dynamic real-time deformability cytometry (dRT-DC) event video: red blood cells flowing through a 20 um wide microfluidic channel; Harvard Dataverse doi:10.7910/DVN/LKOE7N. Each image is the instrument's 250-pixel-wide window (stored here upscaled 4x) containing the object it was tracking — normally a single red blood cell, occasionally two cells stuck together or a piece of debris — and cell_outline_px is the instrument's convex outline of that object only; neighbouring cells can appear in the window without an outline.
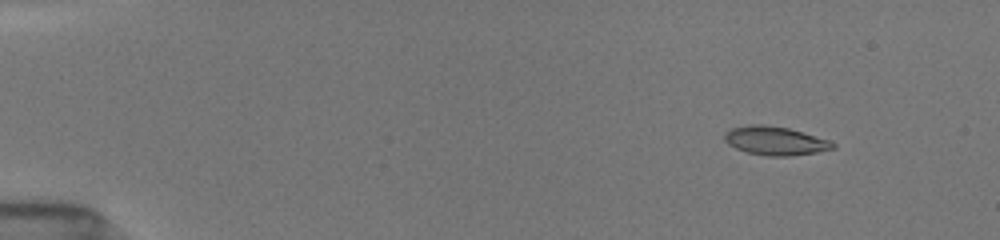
{"species": "common noctule bat (a hibernating species)", "species_latin": "Nyctalus noctula", "temperature_condition": "room temperature", "stored_images_in_passage": 9, "camera_frame_rate_fps": 3000, "um_per_image_px": 0.085, "animal": {"sex": "female", "body_mass_g": 19.5, "forearm_length_mm": 54.1}, "frame": {"image": 1, "passage_image": 3, "time_ms": 0.667, "image_size_px": [1000, 240], "cell_outline_px": [[836, 148], [816, 152], [788, 156], [768, 156], [748, 152], [736, 148], [728, 144], [724, 140], [724, 132], [732, 128], [752, 124], [764, 124], [788, 128], [828, 140], [836, 144]], "centroid_in_image_um": [65.87, 11.96], "position_along_channel_um": 19.1, "area_um2": 17.92}}
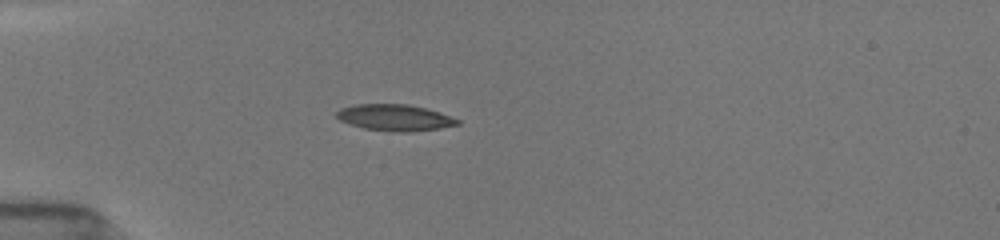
{"frame": {"image": 2, "passage_image": 7, "time_ms": 2.0, "image_size_px": [1000, 240], "cell_outline_px": [[460, 124], [440, 128], [412, 132], [396, 132], [364, 128], [340, 120], [336, 116], [336, 112], [340, 108], [352, 104], [408, 104], [440, 112], [460, 120]], "centroid_in_image_um": [33.56, 9.99], "position_along_channel_um": 51.4, "area_um2": 18.55}}
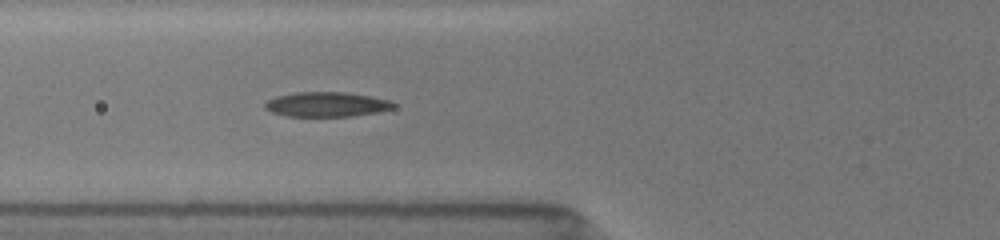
{"frame": {"image": 3, "passage_image": 9, "time_ms": 2.667, "image_size_px": [1000, 240], "cell_outline_px": [[396, 104], [392, 108], [376, 112], [352, 116], [288, 116], [272, 112], [264, 108], [264, 104], [268, 100], [276, 96], [296, 92], [344, 92], [368, 96], [388, 100]], "centroid_in_image_um": [27.71, 8.87], "position_along_channel_um": 98.1, "area_um2": 18.26}}